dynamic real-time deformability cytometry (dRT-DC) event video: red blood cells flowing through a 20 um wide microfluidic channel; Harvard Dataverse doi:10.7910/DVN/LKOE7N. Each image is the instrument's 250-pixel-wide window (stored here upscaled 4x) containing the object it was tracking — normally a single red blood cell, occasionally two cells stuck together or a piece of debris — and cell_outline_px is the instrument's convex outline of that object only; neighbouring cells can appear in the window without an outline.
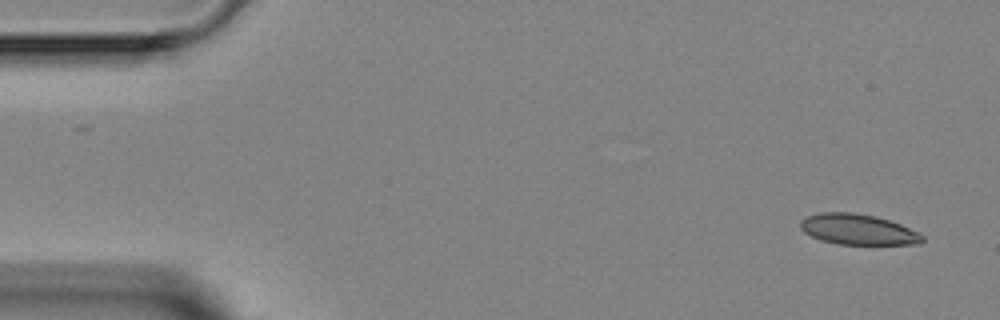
{"species": "Egyptian fruit bat (a non-hibernating species)", "species_latin": "Rousettus aegyptiacus", "temperature_condition": "room temperature", "stored_images_in_passage": 4, "camera_frame_rate_fps": 3000, "um_per_image_px": 0.085, "animal": {"sex": "female"}, "frame": {"image": 1, "passage_image": 1, "time_ms": 0.0, "image_size_px": [1000, 320], "cell_outline_px": [[924, 240], [920, 244], [840, 244], [820, 240], [804, 232], [800, 228], [800, 220], [804, 216], [820, 212], [852, 212], [876, 216], [900, 224], [920, 232], [924, 236]], "centroid_in_image_um": [72.92, 19.49], "position_along_channel_um": 12.1, "area_um2": 21.91}}
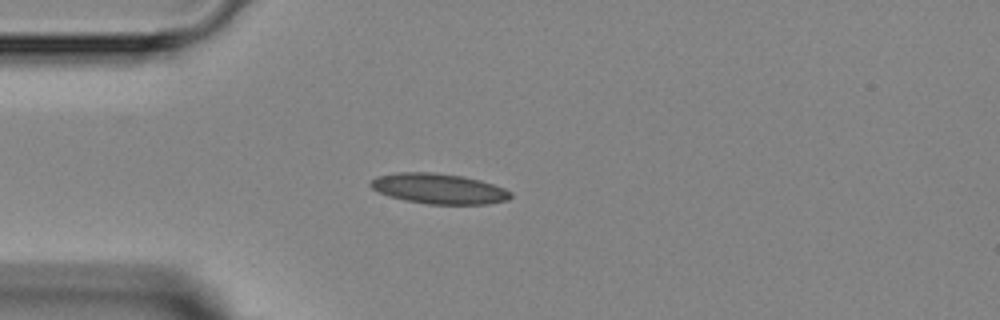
{"frame": {"image": 2, "passage_image": 4, "time_ms": 3.333, "image_size_px": [1000, 320], "cell_outline_px": [[512, 196], [508, 200], [488, 204], [428, 204], [408, 200], [392, 196], [380, 192], [372, 188], [368, 184], [376, 176], [400, 172], [432, 172], [460, 176], [480, 180], [504, 188], [512, 192]], "centroid_in_image_um": [37.33, 16.03], "position_along_channel_um": 47.7, "area_um2": 24.45}}